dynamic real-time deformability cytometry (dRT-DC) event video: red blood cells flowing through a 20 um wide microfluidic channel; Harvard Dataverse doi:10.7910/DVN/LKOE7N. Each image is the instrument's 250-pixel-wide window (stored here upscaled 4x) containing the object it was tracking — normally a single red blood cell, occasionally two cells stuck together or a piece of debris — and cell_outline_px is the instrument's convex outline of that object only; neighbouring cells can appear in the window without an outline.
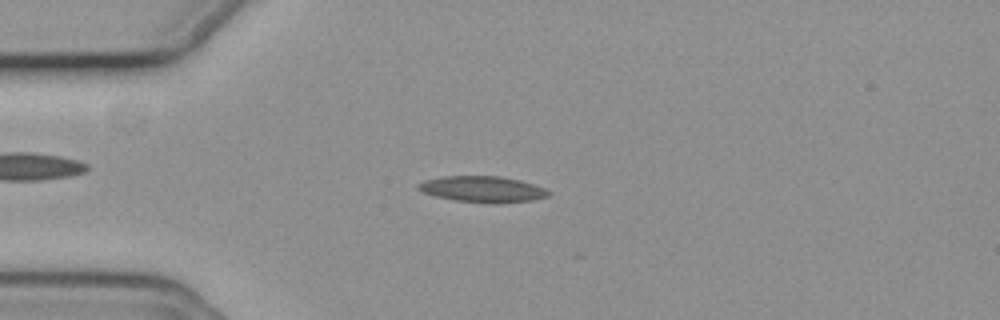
{"species": "common noctule bat (a hibernating species)", "species_latin": "Nyctalus noctula", "temperature_condition": "cold", "stored_images_in_passage": 13, "camera_frame_rate_fps": 3000, "um_per_image_px": 0.085, "animal": {"sex": "female", "body_mass_g": 19.3, "forearm_length_mm": 54.1}, "frame": {"image": 1, "passage_image": 9, "time_ms": 2.667, "image_size_px": [1000, 320], "cell_outline_px": [[552, 192], [548, 196], [532, 200], [496, 204], [492, 204], [456, 200], [436, 196], [424, 192], [416, 188], [424, 180], [444, 176], [500, 176], [520, 180], [544, 188]], "centroid_in_image_um": [41.05, 16.08], "position_along_channel_um": 43.9, "area_um2": 19.71}}